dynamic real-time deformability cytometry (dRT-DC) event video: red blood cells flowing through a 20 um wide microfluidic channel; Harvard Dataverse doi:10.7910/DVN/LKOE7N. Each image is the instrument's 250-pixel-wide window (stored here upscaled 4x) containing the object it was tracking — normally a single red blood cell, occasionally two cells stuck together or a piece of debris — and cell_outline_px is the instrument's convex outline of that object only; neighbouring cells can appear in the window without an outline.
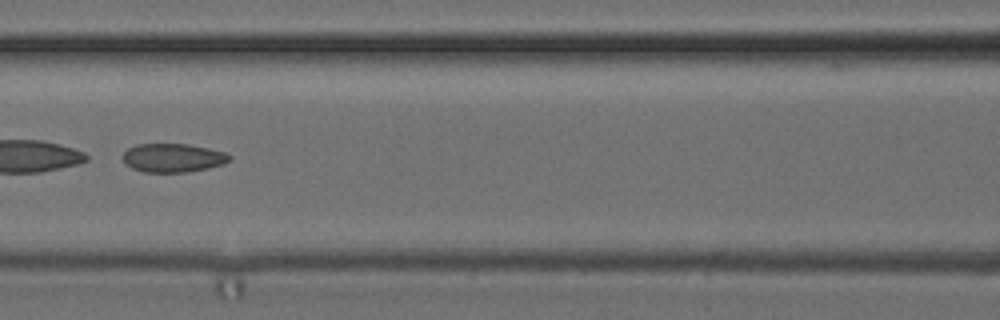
{"species": "common noctule bat (a hibernating species)", "species_latin": "Nyctalus noctula", "temperature_condition": "cold", "stored_images_in_passage": 46, "camera_frame_rate_fps": 3000, "um_per_image_px": 0.085, "animal": {"sex": "female", "body_mass_g": 24.6, "forearm_length_mm": 56.2}, "frame": {"image": 1, "passage_image": 20, "time_ms": 6.333, "image_size_px": [1000, 320], "cell_outline_px": [[232, 156], [224, 164], [208, 168], [184, 172], [144, 172], [132, 168], [124, 164], [124, 152], [128, 148], [136, 144], [188, 144], [208, 148], [224, 152]], "centroid_in_image_um": [14.68, 13.41], "position_along_channel_um": 151.9, "area_um2": 17.74}, "authors_computed_cell_mechanics": {"area_um2": 19.5942, "velocity_mm_per_s": 3.8977, "shape_relaxation_time_tau1_ms": null, "shape_relaxation_time_tau2_ms": 2.3599, "deformation_change_tau1": null, "deformation_change_tau2": 0.0932}}